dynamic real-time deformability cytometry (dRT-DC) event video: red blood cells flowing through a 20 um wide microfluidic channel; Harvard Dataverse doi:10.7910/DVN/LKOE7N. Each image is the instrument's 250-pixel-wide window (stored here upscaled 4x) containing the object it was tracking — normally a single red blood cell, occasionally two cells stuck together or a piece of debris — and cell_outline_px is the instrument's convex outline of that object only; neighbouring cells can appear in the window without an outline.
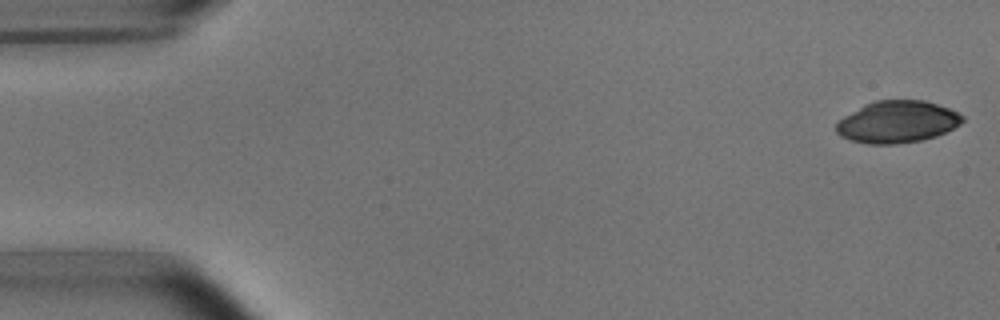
{"species": "common noctule bat (a hibernating species)", "species_latin": "Nyctalus noctula", "temperature_condition": "room temperature", "stored_images_in_passage": 5, "camera_frame_rate_fps": 3000, "um_per_image_px": 0.085, "animal": {"sex": "male", "body_mass_g": 15.6}, "frame": {"image": 1, "passage_image": 1, "time_ms": 0.0, "image_size_px": [1000, 320], "cell_outline_px": [[964, 120], [960, 124], [936, 136], [920, 140], [892, 144], [868, 144], [852, 140], [840, 136], [836, 132], [836, 124], [844, 116], [864, 104], [876, 100], [924, 100], [948, 108], [964, 116]], "centroid_in_image_um": [76.25, 10.35], "position_along_channel_um": 8.8, "area_um2": 30.63}}